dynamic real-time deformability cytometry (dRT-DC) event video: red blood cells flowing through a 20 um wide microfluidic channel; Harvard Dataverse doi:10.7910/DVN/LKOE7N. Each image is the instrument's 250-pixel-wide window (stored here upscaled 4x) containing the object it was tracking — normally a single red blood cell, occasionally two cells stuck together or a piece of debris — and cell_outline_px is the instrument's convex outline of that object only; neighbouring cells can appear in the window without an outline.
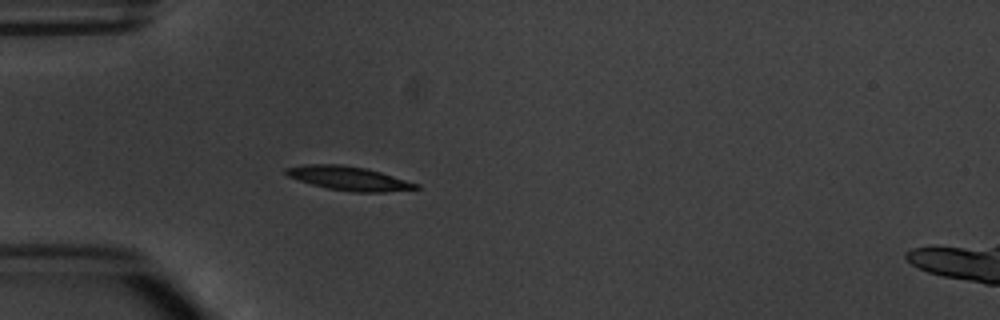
{"species": "common noctule bat (a hibernating species)", "species_latin": "Nyctalus noctula", "temperature_condition": "warm", "stored_images_in_passage": 4, "camera_frame_rate_fps": 3000, "um_per_image_px": 0.085, "animal": {"sex": "male", "body_mass_g": 20.1, "forearm_length_mm": 53.5}, "frame": {"image": 1, "passage_image": 4, "time_ms": 4.0, "image_size_px": [1000, 320], "cell_outline_px": [[420, 188], [384, 192], [352, 192], [328, 188], [312, 184], [288, 176], [284, 172], [284, 168], [304, 164], [340, 164], [368, 168], [420, 184]], "centroid_in_image_um": [29.66, 15.15], "position_along_channel_um": 55.3, "area_um2": 18.15}}